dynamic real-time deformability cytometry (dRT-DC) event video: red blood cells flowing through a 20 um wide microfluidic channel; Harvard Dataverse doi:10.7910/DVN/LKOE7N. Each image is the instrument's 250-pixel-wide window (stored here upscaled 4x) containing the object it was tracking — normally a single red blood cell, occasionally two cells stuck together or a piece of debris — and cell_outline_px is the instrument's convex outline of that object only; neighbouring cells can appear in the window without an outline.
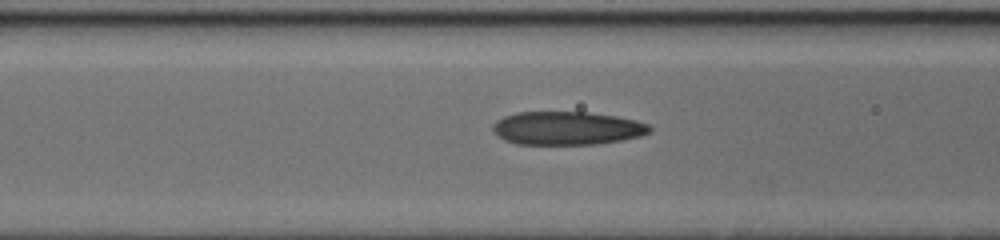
{"species": "human", "species_latin": "Homo sapiens", "temperature_condition": "cold", "stored_images_in_passage": 41, "camera_frame_rate_fps": 3000, "um_per_image_px": 0.085, "donor": {"sex": "female"}, "frame": {"image": 1, "passage_image": 18, "time_ms": 5.667, "image_size_px": [1000, 240], "cell_outline_px": [[652, 132], [640, 136], [620, 140], [596, 144], [516, 144], [504, 140], [492, 128], [492, 124], [496, 120], [504, 116], [516, 112], [588, 112], [616, 116], [636, 120], [648, 124], [652, 128]], "centroid_in_image_um": [48.21, 10.89], "position_along_channel_um": 118.4, "area_um2": 30.52}}
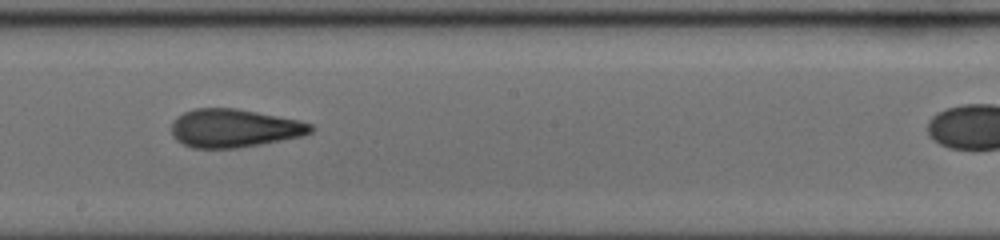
{"frame": {"image": 2, "passage_image": 27, "time_ms": 8.667, "image_size_px": [1000, 240], "cell_outline_px": [[316, 128], [312, 132], [304, 136], [260, 144], [236, 148], [192, 148], [176, 140], [172, 136], [172, 120], [176, 116], [184, 112], [196, 108], [236, 108], [300, 120], [312, 124]], "centroid_in_image_um": [19.92, 10.89], "position_along_channel_um": 228.3, "area_um2": 31.33}}
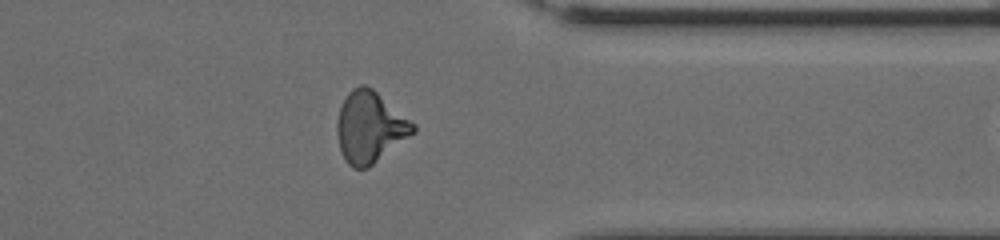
{"frame": {"image": 3, "passage_image": 40, "time_ms": 13.0, "image_size_px": [1000, 240], "cell_outline_px": [[416, 132], [368, 168], [352, 168], [344, 160], [340, 152], [336, 132], [336, 124], [340, 108], [348, 92], [352, 88], [360, 84], [364, 84], [372, 88], [416, 124]], "centroid_in_image_um": [31.43, 10.82], "position_along_channel_um": 380.0, "area_um2": 31.73}}